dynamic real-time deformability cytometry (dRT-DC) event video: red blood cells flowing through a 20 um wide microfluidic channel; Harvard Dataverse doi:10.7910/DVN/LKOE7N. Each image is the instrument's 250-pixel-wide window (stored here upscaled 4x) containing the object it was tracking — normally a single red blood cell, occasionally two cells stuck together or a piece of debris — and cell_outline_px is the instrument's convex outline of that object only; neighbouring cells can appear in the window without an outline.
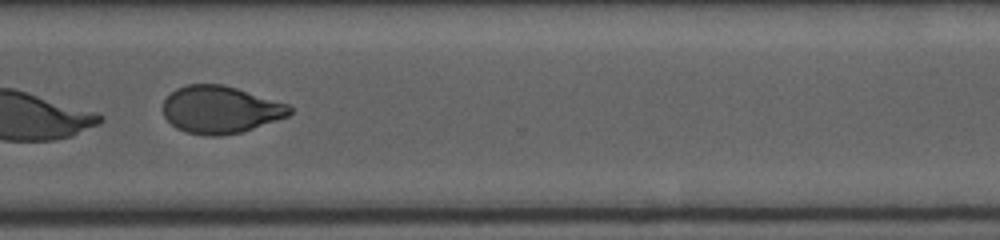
{"species": "human", "species_latin": "Homo sapiens", "temperature_condition": "cold", "stored_images_in_passage": 20, "camera_frame_rate_fps": 3000, "um_per_image_px": 0.085, "donor": {"sex": "female"}, "frame": {"image": 1, "passage_image": 17, "time_ms": 15.333, "image_size_px": [1000, 240], "cell_outline_px": [[292, 112], [288, 116], [240, 132], [220, 136], [204, 136], [184, 132], [176, 128], [164, 116], [164, 100], [176, 88], [184, 84], [224, 84], [288, 104], [292, 108]], "centroid_in_image_um": [18.71, 9.32], "position_along_channel_um": 351.9, "area_um2": 34.91}, "authors_computed_cell_mechanics": {"area_um2": 37.6567, "velocity_mm_per_s": 3.8618, "shape_relaxation_time_tau1_ms": 9.6506, "shape_relaxation_time_tau2_ms": null, "deformation_change_tau1": 0.2597, "deformation_change_tau2": null}}